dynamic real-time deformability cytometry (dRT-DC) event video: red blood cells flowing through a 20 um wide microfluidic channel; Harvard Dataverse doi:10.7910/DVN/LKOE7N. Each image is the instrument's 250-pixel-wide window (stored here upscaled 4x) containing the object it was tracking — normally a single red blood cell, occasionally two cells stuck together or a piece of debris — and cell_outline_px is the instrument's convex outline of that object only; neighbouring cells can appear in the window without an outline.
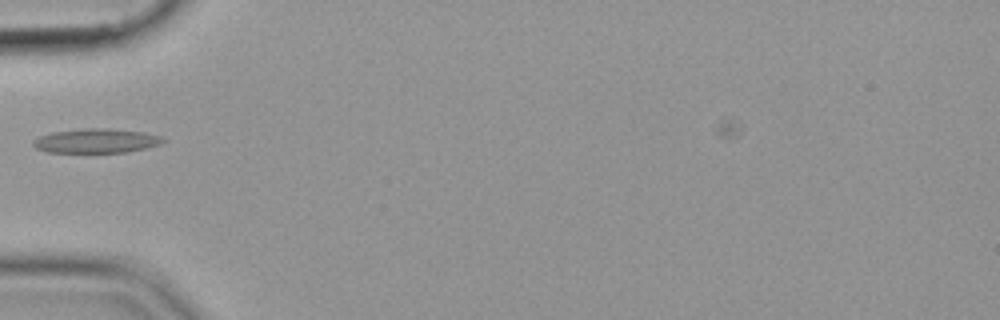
{"species": "common noctule bat (a hibernating species)", "species_latin": "Nyctalus noctula", "temperature_condition": "cold", "stored_images_in_passage": 36, "camera_frame_rate_fps": 3000, "um_per_image_px": 0.085, "animal": {"sex": "female", "body_mass_g": 19.9}, "frame": {"image": 1, "passage_image": 1, "time_ms": 0.0, "image_size_px": [1000, 320], "cell_outline_px": [[164, 140], [160, 144], [128, 152], [48, 152], [36, 148], [32, 144], [32, 140], [40, 136], [52, 132], [88, 128], [108, 128], [144, 132], [160, 136]], "centroid_in_image_um": [8.15, 11.96], "position_along_channel_um": 76.8, "area_um2": 18.21}}
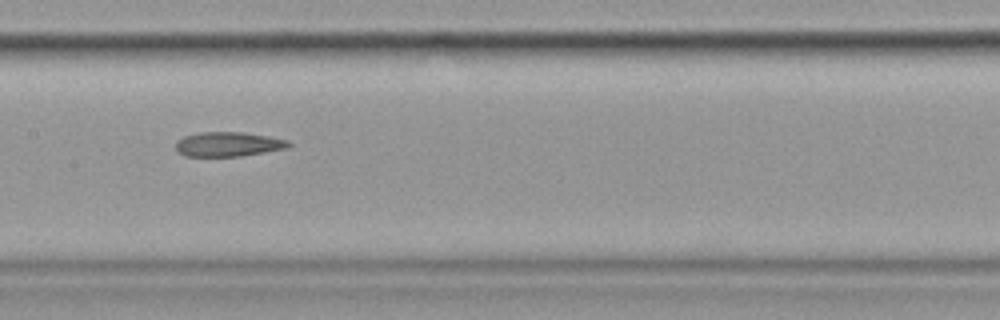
{"frame": {"image": 2, "passage_image": 10, "time_ms": 3.0, "image_size_px": [1000, 320], "cell_outline_px": [[292, 144], [288, 148], [240, 156], [184, 156], [176, 148], [176, 140], [184, 136], [200, 132], [240, 132], [268, 136], [288, 140]], "centroid_in_image_um": [19.4, 12.25], "position_along_channel_um": 188.0, "area_um2": 16.07}}
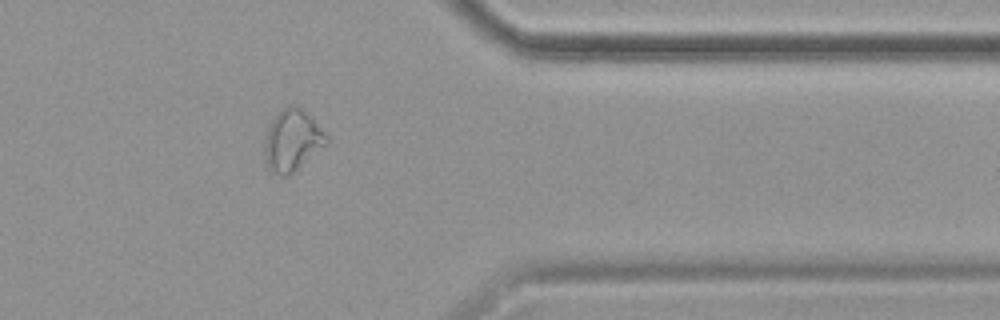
{"frame": {"image": 3, "passage_image": 27, "time_ms": 8.667, "image_size_px": [1000, 320], "cell_outline_px": [[328, 144], [288, 176], [280, 176], [272, 172], [268, 168], [264, 160], [264, 140], [268, 128], [272, 120], [288, 104], [296, 104], [312, 116], [328, 136]], "centroid_in_image_um": [24.85, 11.93], "position_along_channel_um": 386.6, "area_um2": 22.43}}